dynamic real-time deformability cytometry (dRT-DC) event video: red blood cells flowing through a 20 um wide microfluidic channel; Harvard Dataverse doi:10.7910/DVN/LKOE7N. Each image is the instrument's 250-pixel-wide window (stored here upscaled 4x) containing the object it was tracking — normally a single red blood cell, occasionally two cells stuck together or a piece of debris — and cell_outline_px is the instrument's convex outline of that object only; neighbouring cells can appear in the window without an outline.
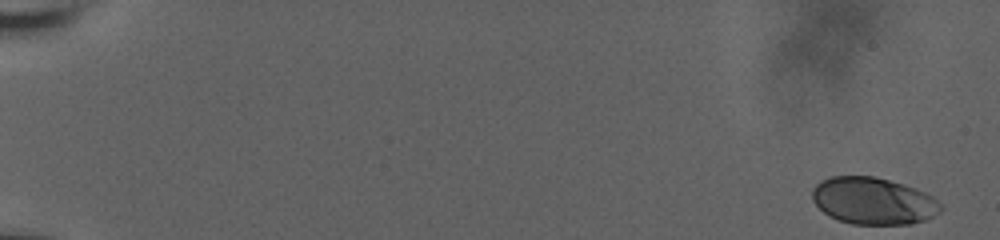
{"species": "human", "species_latin": "Homo sapiens", "temperature_condition": "room temperature", "stored_images_in_passage": 54, "camera_frame_rate_fps": 3000, "um_per_image_px": 0.085, "donor": {"sex": "male"}, "frame": {"image": 1, "passage_image": 1, "time_ms": 0.0, "image_size_px": [1000, 240], "cell_outline_px": [[944, 208], [940, 212], [924, 220], [912, 224], [852, 224], [828, 216], [812, 200], [812, 188], [820, 180], [832, 176], [876, 176], [904, 184], [916, 188], [932, 196]], "centroid_in_image_um": [74.22, 17.07], "position_along_channel_um": 10.8, "area_um2": 35.32}}
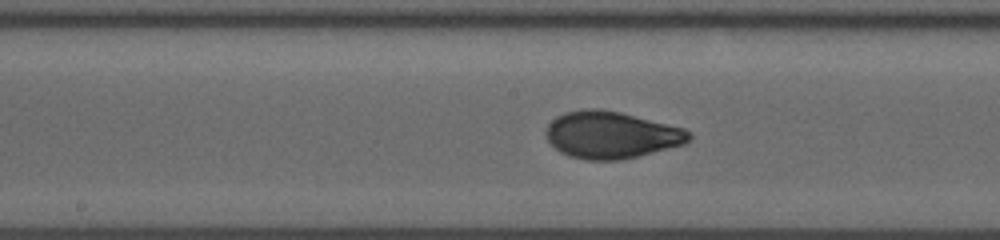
{"frame": {"image": 2, "passage_image": 30, "time_ms": 10.333, "image_size_px": [1000, 240], "cell_outline_px": [[692, 136], [684, 144], [620, 160], [584, 160], [568, 156], [560, 152], [548, 140], [544, 132], [548, 124], [556, 116], [564, 112], [588, 108], [600, 108], [620, 112], [684, 128], [692, 132]], "centroid_in_image_um": [51.92, 11.46], "position_along_channel_um": 196.3, "area_um2": 39.19}}
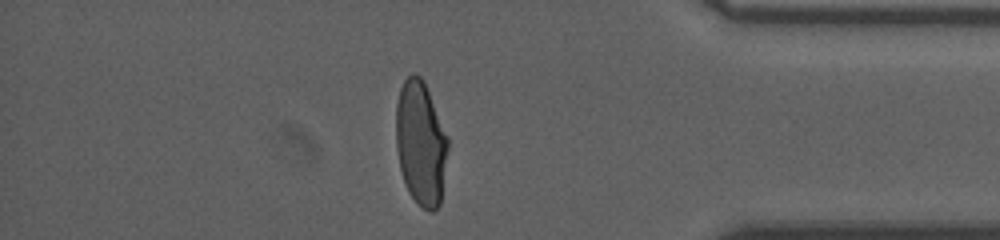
{"frame": {"image": 3, "passage_image": 47, "time_ms": 16.333, "image_size_px": [1000, 240], "cell_outline_px": [[448, 148], [440, 204], [432, 212], [428, 212], [416, 204], [408, 192], [400, 168], [396, 148], [396, 104], [400, 88], [404, 80], [412, 72], [420, 76], [424, 80], [448, 136]], "centroid_in_image_um": [35.76, 12.17], "position_along_channel_um": 399.4, "area_um2": 37.92}}